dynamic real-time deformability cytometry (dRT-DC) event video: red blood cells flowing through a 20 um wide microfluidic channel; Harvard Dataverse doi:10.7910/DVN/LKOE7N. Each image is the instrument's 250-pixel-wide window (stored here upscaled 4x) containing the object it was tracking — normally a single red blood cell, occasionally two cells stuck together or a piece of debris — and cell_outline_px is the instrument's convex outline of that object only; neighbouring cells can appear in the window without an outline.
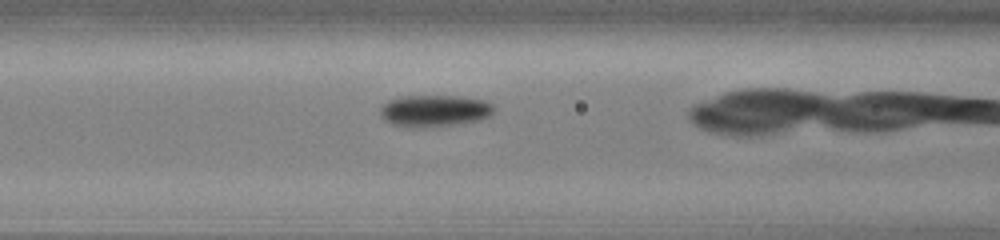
{"species": "common noctule bat (a hibernating species)", "species_latin": "Nyctalus noctula", "temperature_condition": "cold", "stored_images_in_passage": 40, "camera_frame_rate_fps": 3000, "um_per_image_px": 0.085, "animal": {"sex": "male", "body_mass_g": 13.0, "forearm_length_mm": 53.1}, "frame": {"image": 1, "passage_image": 20, "time_ms": 6.333, "image_size_px": [1000, 240], "cell_outline_px": [[492, 112], [488, 116], [480, 120], [456, 124], [420, 128], [412, 128], [392, 124], [384, 120], [380, 116], [380, 108], [384, 104], [400, 96], [460, 96], [484, 100], [492, 104]], "centroid_in_image_um": [36.9, 9.42], "position_along_channel_um": 129.7, "area_um2": 20.98}}
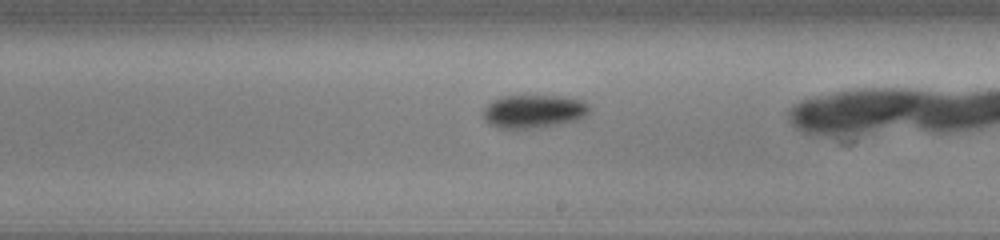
{"frame": {"image": 2, "passage_image": 29, "time_ms": 9.333, "image_size_px": [1000, 240], "cell_outline_px": [[592, 108], [584, 116], [576, 120], [540, 128], [496, 128], [488, 124], [484, 120], [484, 108], [492, 100], [500, 96], [560, 96], [580, 100], [588, 104]], "centroid_in_image_um": [45.33, 9.47], "position_along_channel_um": 243.7, "area_um2": 20.63}}
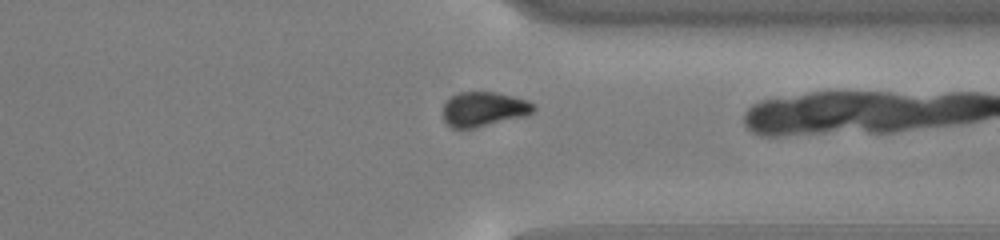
{"frame": {"image": 3, "passage_image": 39, "time_ms": 12.667, "image_size_px": [1000, 240], "cell_outline_px": [[536, 108], [528, 116], [472, 128], [452, 128], [444, 120], [444, 104], [452, 96], [460, 92], [496, 92], [528, 100], [536, 104]], "centroid_in_image_um": [41.18, 9.27], "position_along_channel_um": 370.2, "area_um2": 18.26}}